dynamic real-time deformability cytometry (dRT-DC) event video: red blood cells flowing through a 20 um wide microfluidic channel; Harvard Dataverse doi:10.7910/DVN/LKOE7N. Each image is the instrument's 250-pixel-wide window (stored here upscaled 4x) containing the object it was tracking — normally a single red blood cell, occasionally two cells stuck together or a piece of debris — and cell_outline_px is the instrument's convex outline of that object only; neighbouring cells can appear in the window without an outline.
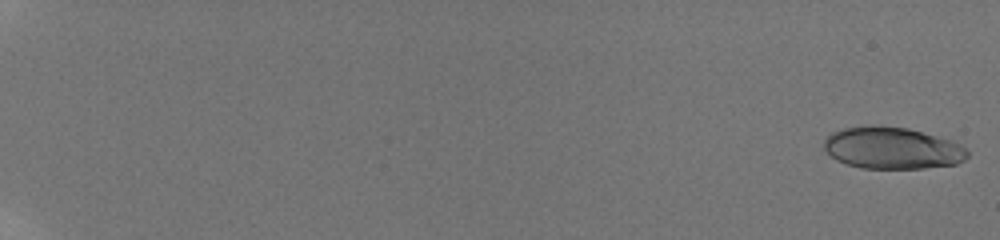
{"species": "human", "species_latin": "Homo sapiens", "temperature_condition": "room temperature", "stored_images_in_passage": 58, "camera_frame_rate_fps": 3000, "um_per_image_px": 0.085, "donor": {"sex": "male"}, "frame": {"image": 1, "passage_image": 1, "time_ms": 0.0, "image_size_px": [1000, 240], "cell_outline_px": [[968, 156], [964, 160], [956, 164], [924, 168], [860, 168], [836, 160], [824, 148], [824, 140], [832, 132], [844, 128], [872, 124], [908, 128], [952, 140], [960, 144], [968, 152]], "centroid_in_image_um": [75.84, 12.57], "position_along_channel_um": 9.2, "area_um2": 35.03}}
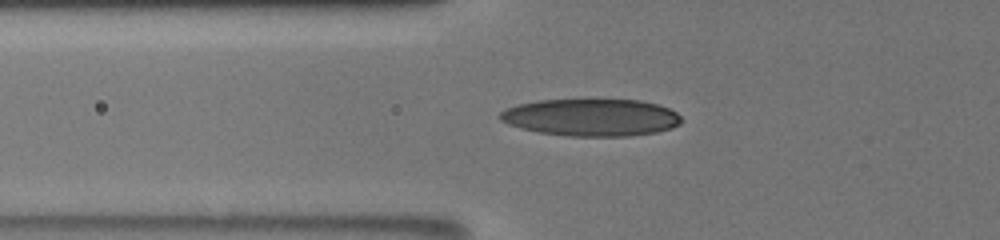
{"frame": {"image": 2, "passage_image": 25, "time_ms": 8.0, "image_size_px": [1000, 240], "cell_outline_px": [[684, 120], [680, 124], [672, 128], [656, 132], [628, 136], [568, 136], [536, 132], [520, 128], [508, 124], [500, 120], [496, 116], [504, 108], [520, 104], [540, 100], [640, 100], [656, 104], [668, 108], [676, 112]], "centroid_in_image_um": [50.23, 9.99], "position_along_channel_um": 75.6, "area_um2": 39.54}}
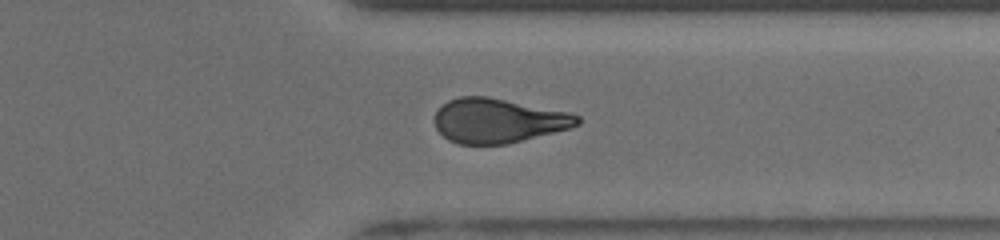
{"frame": {"image": 3, "passage_image": 48, "time_ms": 15.667, "image_size_px": [1000, 240], "cell_outline_px": [[580, 124], [572, 128], [508, 144], [460, 144], [448, 140], [436, 128], [432, 120], [436, 112], [448, 100], [460, 96], [488, 96], [568, 112], [580, 116]], "centroid_in_image_um": [42.34, 10.26], "position_along_channel_um": 369.1, "area_um2": 37.17}, "authors_computed_cell_mechanics": {"area_um2": 37.1076, "velocity_mm_per_s": 3.8887, "shape_relaxation_time_tau1_ms": 9.3448, "shape_relaxation_time_tau2_ms": 2.8194, "deformation_change_tau1": 0.2444, "deformation_change_tau2": 0.1156}}